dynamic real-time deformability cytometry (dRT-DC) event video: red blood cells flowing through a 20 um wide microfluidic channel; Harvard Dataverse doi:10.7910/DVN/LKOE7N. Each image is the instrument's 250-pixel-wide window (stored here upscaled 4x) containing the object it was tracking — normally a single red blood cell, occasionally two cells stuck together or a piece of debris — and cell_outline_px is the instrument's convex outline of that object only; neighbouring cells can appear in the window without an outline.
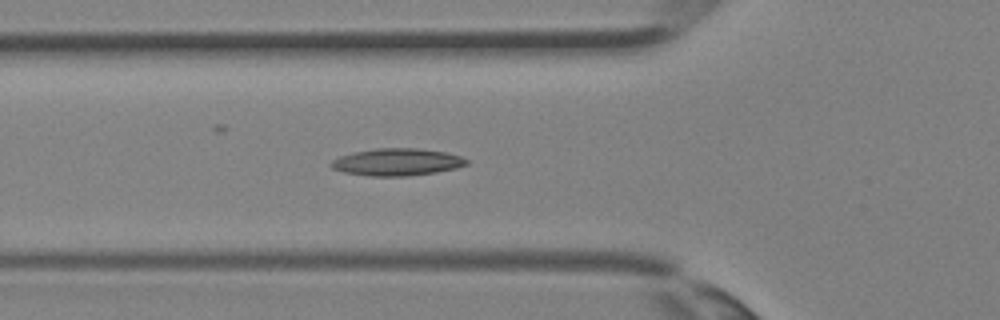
{"species": "Egyptian fruit bat (a non-hibernating species)", "species_latin": "Rousettus aegyptiacus", "temperature_condition": "room temperature", "stored_images_in_passage": 31, "camera_frame_rate_fps": 3000, "um_per_image_px": 0.085, "animal": {"sex": "female"}, "frame": {"image": 1, "passage_image": 7, "time_ms": 2.0, "image_size_px": [1000, 320], "cell_outline_px": [[468, 164], [456, 168], [436, 172], [408, 176], [368, 176], [344, 172], [332, 168], [328, 164], [332, 160], [340, 156], [356, 152], [376, 148], [416, 148], [444, 152], [460, 156], [468, 160]], "centroid_in_image_um": [33.73, 13.78], "position_along_channel_um": 92.1, "area_um2": 21.39}}
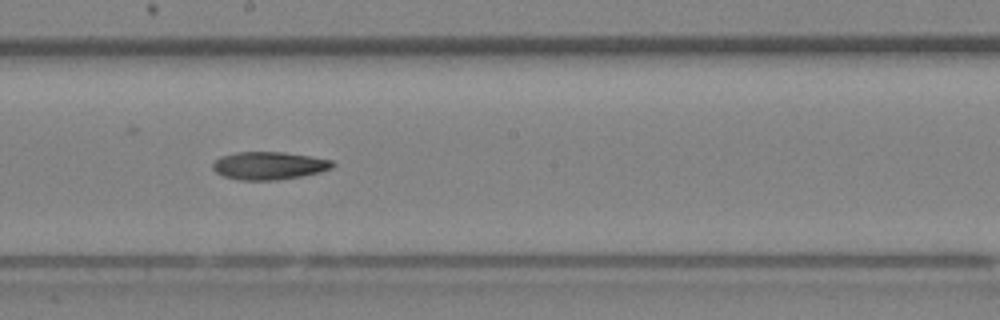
{"frame": {"image": 2, "passage_image": 14, "time_ms": 4.333, "image_size_px": [1000, 320], "cell_outline_px": [[336, 164], [332, 168], [320, 172], [300, 176], [276, 180], [236, 180], [224, 176], [216, 172], [212, 168], [212, 164], [220, 156], [236, 152], [284, 152], [312, 156], [332, 160]], "centroid_in_image_um": [22.87, 14.07], "position_along_channel_um": 225.3, "area_um2": 19.54}}
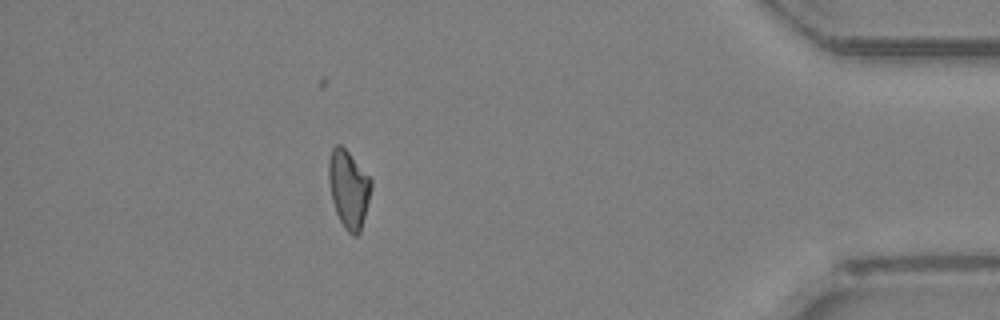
{"frame": {"image": 3, "passage_image": 26, "time_ms": 8.333, "image_size_px": [1000, 320], "cell_outline_px": [[372, 188], [360, 232], [356, 236], [352, 236], [344, 228], [336, 212], [332, 200], [328, 180], [328, 160], [332, 148], [336, 144], [340, 144], [348, 152], [372, 180]], "centroid_in_image_um": [29.62, 16.07], "position_along_channel_um": 405.6, "area_um2": 19.19}}